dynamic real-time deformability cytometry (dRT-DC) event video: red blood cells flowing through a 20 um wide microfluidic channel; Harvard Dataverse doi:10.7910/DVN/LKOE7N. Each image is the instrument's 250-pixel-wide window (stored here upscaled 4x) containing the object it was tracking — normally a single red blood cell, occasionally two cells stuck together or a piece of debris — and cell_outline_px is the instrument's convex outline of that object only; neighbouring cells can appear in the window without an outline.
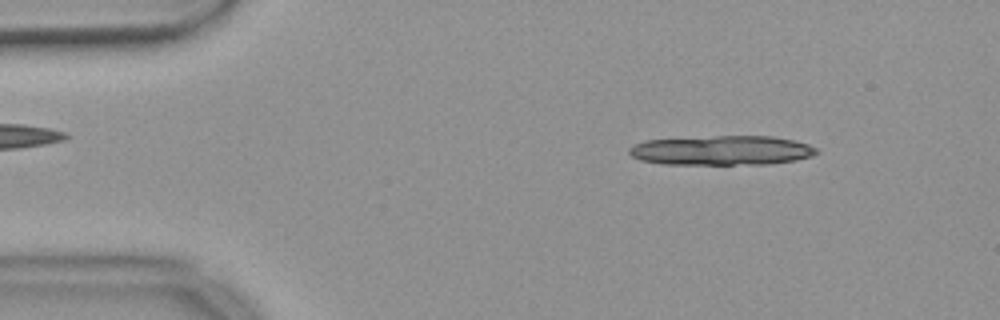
{"species": "common noctule bat (a hibernating species)", "species_latin": "Nyctalus noctula", "temperature_condition": "warm", "stored_images_in_passage": 17, "camera_frame_rate_fps": 3000, "um_per_image_px": 0.085, "animal": {"sex": "female", "body_mass_g": 18.4}, "frame": {"image": 1, "passage_image": 6, "time_ms": 1.667, "image_size_px": [1000, 320], "cell_outline_px": [[820, 152], [812, 156], [796, 160], [764, 164], [664, 164], [640, 160], [632, 156], [628, 152], [628, 148], [644, 140], [716, 136], [772, 136], [792, 140], [808, 144], [816, 148]], "centroid_in_image_um": [61.35, 12.78], "position_along_channel_um": 23.7, "area_um2": 32.19}}